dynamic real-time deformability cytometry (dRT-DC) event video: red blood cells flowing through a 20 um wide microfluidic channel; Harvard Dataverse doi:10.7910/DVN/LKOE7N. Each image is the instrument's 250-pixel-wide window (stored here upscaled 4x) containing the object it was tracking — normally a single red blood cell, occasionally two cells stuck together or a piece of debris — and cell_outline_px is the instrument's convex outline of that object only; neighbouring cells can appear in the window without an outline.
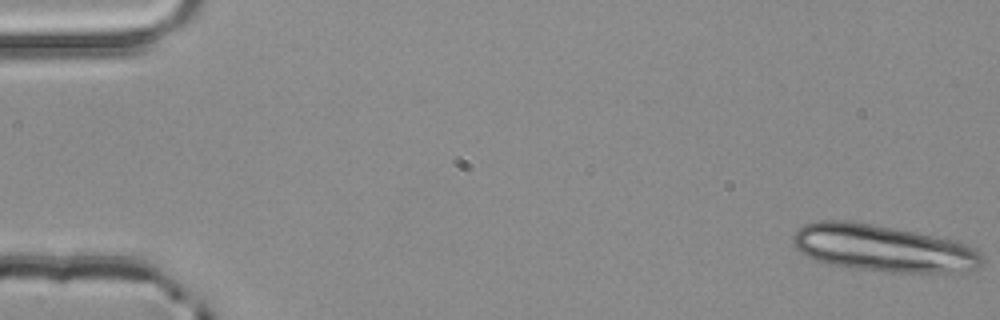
{"species": "common noctule bat (a hibernating species)", "species_latin": "Nyctalus noctula", "temperature_condition": "room temperature", "stored_images_in_passage": 4, "camera_frame_rate_fps": 3000, "um_per_image_px": 0.085, "animal": {"sex": "male", "body_mass_g": 20.4}, "frame": {"image": 1, "passage_image": 1, "time_ms": 0.0, "image_size_px": [1000, 320], "cell_outline_px": [[984, 260], [976, 268], [968, 272], [884, 272], [824, 264], [800, 252], [796, 248], [792, 240], [792, 236], [796, 228], [804, 224], [820, 220], [848, 220], [872, 224], [916, 232], [956, 240], [968, 244], [976, 248], [980, 252]], "centroid_in_image_um": [75.05, 21.1], "position_along_channel_um": 9.9, "area_um2": 52.19}}